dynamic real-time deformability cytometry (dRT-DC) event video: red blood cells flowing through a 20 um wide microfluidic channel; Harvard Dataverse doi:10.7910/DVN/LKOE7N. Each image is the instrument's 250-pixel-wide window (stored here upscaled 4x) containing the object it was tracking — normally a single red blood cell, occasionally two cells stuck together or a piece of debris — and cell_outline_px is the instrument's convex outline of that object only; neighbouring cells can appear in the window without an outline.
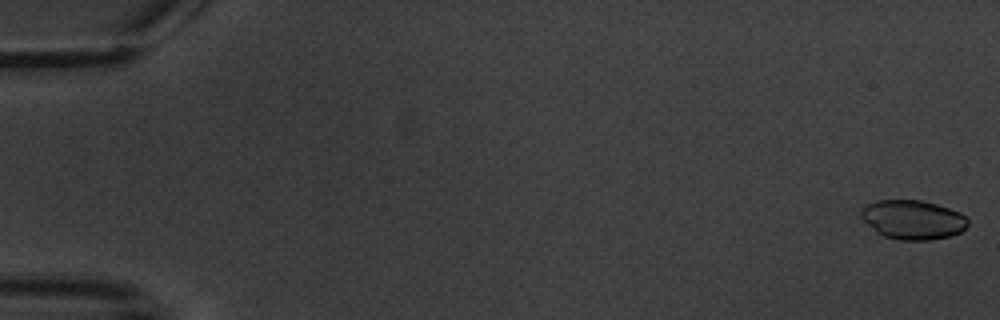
{"species": "common noctule bat (a hibernating species)", "species_latin": "Nyctalus noctula", "temperature_condition": "warm", "stored_images_in_passage": 5, "camera_frame_rate_fps": 3000, "um_per_image_px": 0.085, "animal": {"sex": "male", "body_mass_g": 20.1, "forearm_length_mm": 53.5}, "frame": {"image": 1, "passage_image": 1, "time_ms": 0.0, "image_size_px": [1000, 320], "cell_outline_px": [[968, 224], [960, 232], [952, 236], [932, 240], [900, 240], [884, 236], [876, 232], [860, 216], [860, 212], [868, 204], [876, 200], [920, 200], [936, 204], [960, 212], [968, 220]], "centroid_in_image_um": [77.6, 18.68], "position_along_channel_um": 7.4, "area_um2": 24.33}}